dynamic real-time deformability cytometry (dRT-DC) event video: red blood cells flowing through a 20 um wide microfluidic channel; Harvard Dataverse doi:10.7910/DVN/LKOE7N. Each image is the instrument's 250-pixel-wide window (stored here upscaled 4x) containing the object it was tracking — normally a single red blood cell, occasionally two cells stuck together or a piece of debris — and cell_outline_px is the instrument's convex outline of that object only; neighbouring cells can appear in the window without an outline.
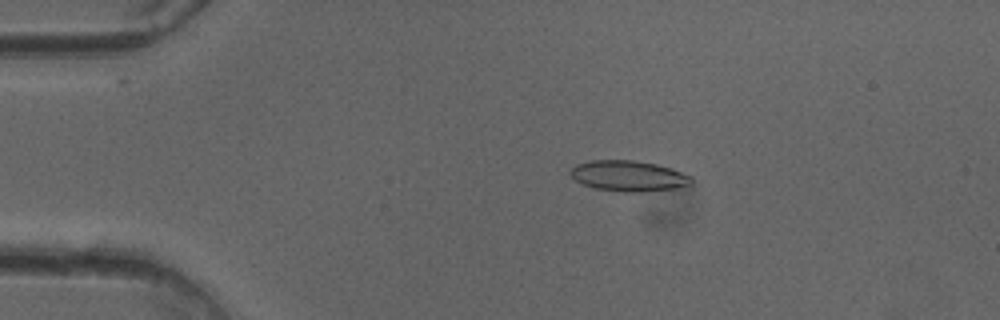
{"species": "common noctule bat (a hibernating species)", "species_latin": "Nyctalus noctula", "temperature_condition": "cold", "stored_images_in_passage": 22, "camera_frame_rate_fps": 3000, "um_per_image_px": 0.085, "animal": {"sex": "female"}, "frame": {"image": 1, "passage_image": 3, "time_ms": 0.667, "image_size_px": [1000, 320], "cell_outline_px": [[692, 184], [676, 188], [644, 192], [624, 192], [596, 188], [584, 184], [576, 180], [568, 172], [576, 164], [592, 160], [632, 160], [656, 164], [672, 168], [692, 176]], "centroid_in_image_um": [53.45, 14.95], "position_along_channel_um": 31.5, "area_um2": 21.62}}
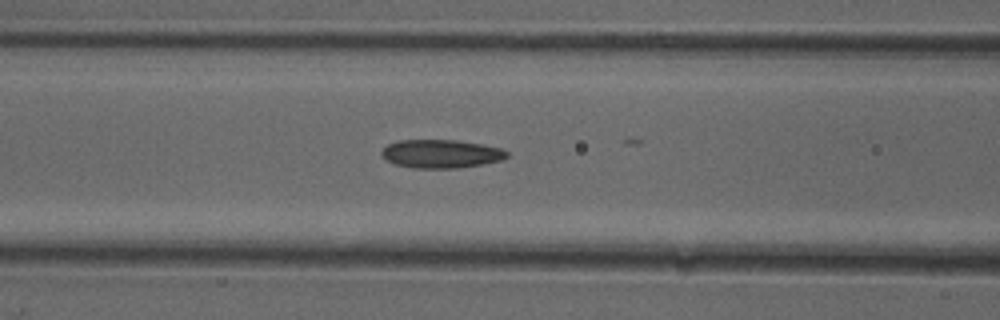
{"frame": {"image": 2, "passage_image": 14, "time_ms": 4.333, "image_size_px": [1000, 320], "cell_outline_px": [[508, 156], [500, 160], [460, 168], [412, 168], [396, 164], [388, 160], [380, 152], [388, 144], [400, 140], [456, 140], [480, 144], [500, 148], [508, 152]], "centroid_in_image_um": [37.48, 13.07], "position_along_channel_um": 129.1, "area_um2": 20.46}}
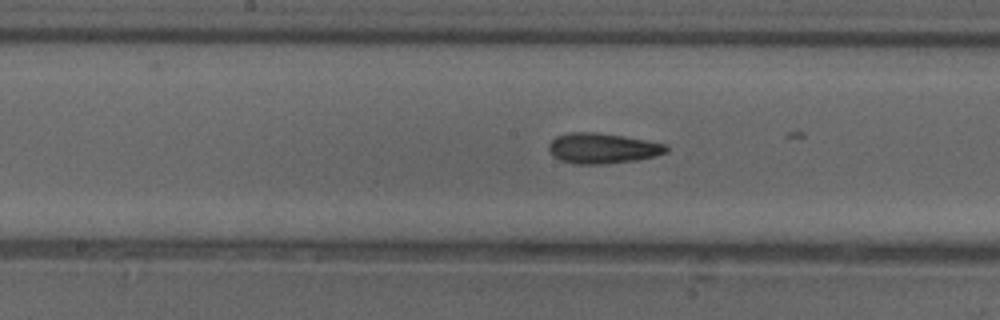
{"frame": {"image": 3, "passage_image": 19, "time_ms": 6.0, "image_size_px": [1000, 320], "cell_outline_px": [[668, 152], [656, 156], [636, 160], [600, 164], [576, 164], [560, 160], [552, 156], [548, 152], [548, 144], [556, 136], [568, 132], [596, 132], [624, 136], [668, 144]], "centroid_in_image_um": [51.2, 12.6], "position_along_channel_um": 197.0, "area_um2": 21.04}}